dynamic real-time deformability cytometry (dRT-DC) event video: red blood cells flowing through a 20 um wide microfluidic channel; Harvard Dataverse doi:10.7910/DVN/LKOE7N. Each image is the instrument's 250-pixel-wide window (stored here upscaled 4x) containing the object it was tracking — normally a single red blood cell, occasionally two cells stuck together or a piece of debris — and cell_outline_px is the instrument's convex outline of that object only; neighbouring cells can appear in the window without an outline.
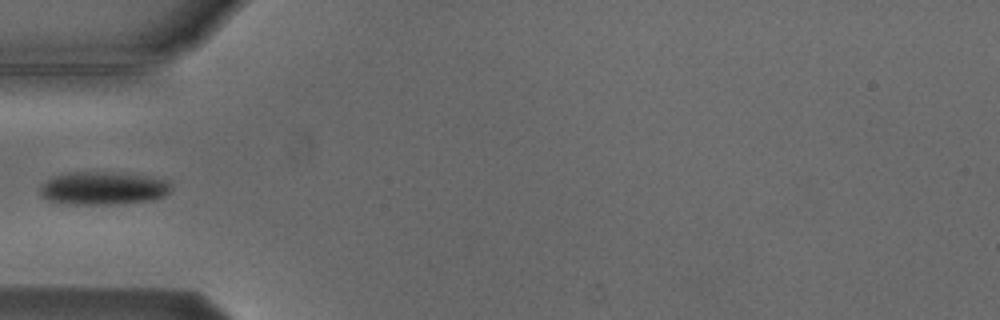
{"species": "Egyptian fruit bat (a non-hibernating species)", "species_latin": "Rousettus aegyptiacus", "temperature_condition": "cold", "stored_images_in_passage": 4, "camera_frame_rate_fps": 3000, "um_per_image_px": 0.085, "animal": {"sex": "male"}, "frame": {"image": 1, "passage_image": 4, "time_ms": 4.333, "image_size_px": [1000, 320], "cell_outline_px": [[172, 188], [164, 196], [152, 200], [112, 204], [68, 204], [48, 200], [40, 196], [40, 184], [56, 176], [68, 172], [104, 172], [144, 176], [172, 180]], "centroid_in_image_um": [8.78, 16.0], "position_along_channel_um": 76.2, "area_um2": 25.2}}